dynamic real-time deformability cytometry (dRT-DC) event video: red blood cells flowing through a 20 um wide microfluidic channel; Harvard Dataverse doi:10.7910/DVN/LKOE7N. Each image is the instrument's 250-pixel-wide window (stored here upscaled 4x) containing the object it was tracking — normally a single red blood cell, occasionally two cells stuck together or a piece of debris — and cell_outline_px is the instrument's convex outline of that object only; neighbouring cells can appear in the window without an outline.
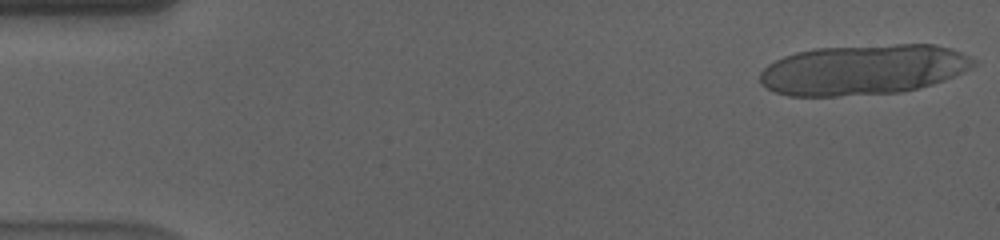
{"species": "human", "species_latin": "Homo sapiens", "temperature_condition": "cold", "stored_images_in_passage": 18, "camera_frame_rate_fps": 3000, "um_per_image_px": 0.085, "donor": {"sex": "male"}, "frame": {"image": 1, "passage_image": 1, "time_ms": 0.0, "image_size_px": [1000, 240], "cell_outline_px": [[976, 64], [944, 80], [932, 84], [904, 92], [836, 96], [788, 96], [772, 92], [760, 80], [760, 72], [768, 64], [784, 56], [796, 52], [812, 48], [896, 44], [932, 44], [952, 48], [976, 60]], "centroid_in_image_um": [73.34, 5.92], "position_along_channel_um": 11.7, "area_um2": 62.66}}